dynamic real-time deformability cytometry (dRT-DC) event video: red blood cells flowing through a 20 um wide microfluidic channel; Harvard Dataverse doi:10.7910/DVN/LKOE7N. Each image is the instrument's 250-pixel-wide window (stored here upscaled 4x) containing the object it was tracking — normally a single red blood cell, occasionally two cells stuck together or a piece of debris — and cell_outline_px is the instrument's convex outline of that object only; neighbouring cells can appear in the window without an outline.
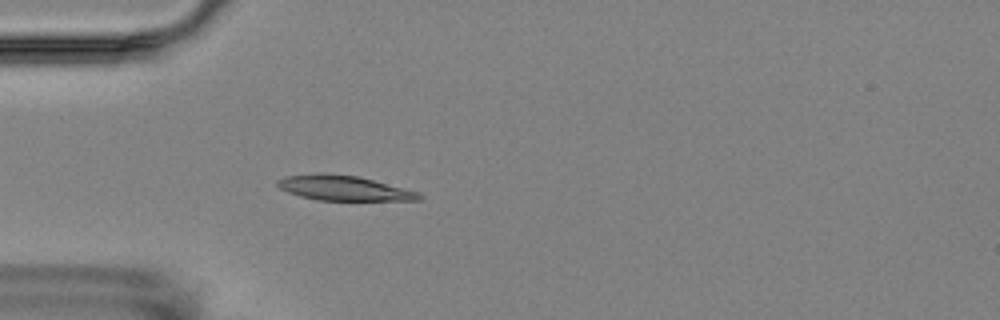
{"species": "Egyptian fruit bat (a non-hibernating species)", "species_latin": "Rousettus aegyptiacus", "temperature_condition": "room temperature", "stored_images_in_passage": 1, "camera_frame_rate_fps": 3000, "um_per_image_px": 0.085, "animal": {"sex": "female"}, "frame": {"image": 1, "passage_image": 1, "time_ms": 0.0, "image_size_px": [1000, 320], "cell_outline_px": [[424, 196], [420, 200], [316, 200], [300, 196], [288, 192], [280, 188], [276, 184], [276, 180], [284, 176], [320, 172], [356, 176], [420, 192]], "centroid_in_image_um": [29.18, 15.98], "position_along_channel_um": 55.8, "area_um2": 20.58}}